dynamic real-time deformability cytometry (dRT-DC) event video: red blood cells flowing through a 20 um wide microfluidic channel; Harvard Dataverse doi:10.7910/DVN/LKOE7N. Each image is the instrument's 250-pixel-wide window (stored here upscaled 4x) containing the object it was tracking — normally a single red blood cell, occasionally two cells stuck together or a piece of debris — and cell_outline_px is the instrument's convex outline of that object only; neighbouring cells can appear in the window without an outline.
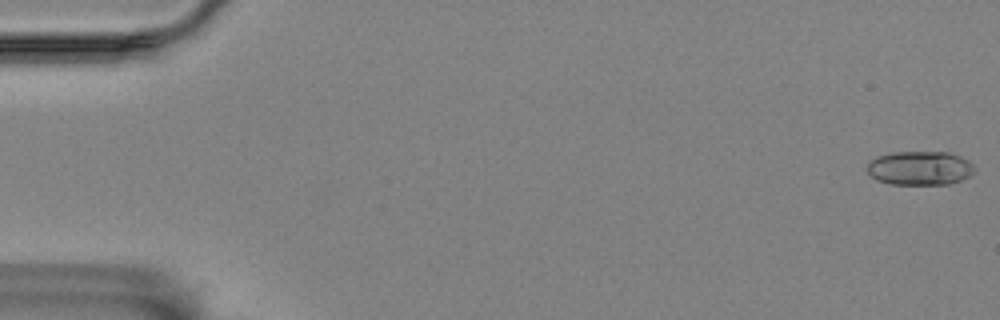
{"species": "Egyptian fruit bat (a non-hibernating species)", "species_latin": "Rousettus aegyptiacus", "temperature_condition": "room temperature", "stored_images_in_passage": 58, "camera_frame_rate_fps": 3000, "um_per_image_px": 0.085, "animal": {"sex": "female"}, "frame": {"image": 1, "passage_image": 1, "time_ms": 0.0, "image_size_px": [1000, 320], "cell_outline_px": [[972, 172], [968, 176], [960, 180], [948, 184], [892, 184], [876, 180], [868, 172], [868, 164], [872, 160], [880, 156], [896, 152], [948, 152], [960, 156], [968, 160], [972, 164]], "centroid_in_image_um": [78.19, 14.29], "position_along_channel_um": 6.8, "area_um2": 20.87}}
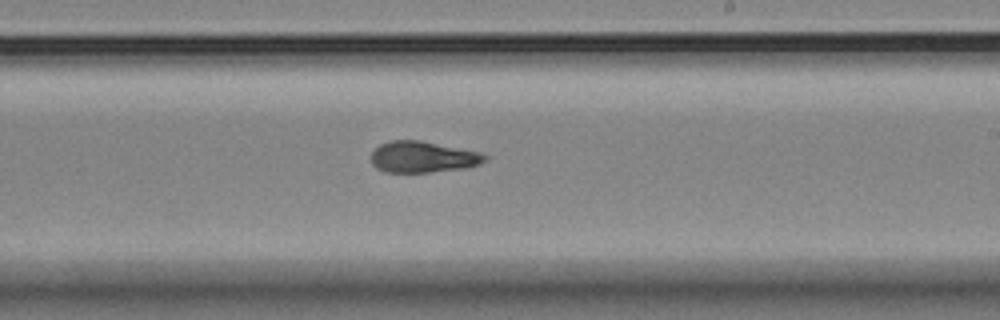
{"frame": {"image": 2, "passage_image": 35, "time_ms": 11.333, "image_size_px": [1000, 320], "cell_outline_px": [[488, 156], [484, 160], [476, 164], [464, 168], [428, 172], [384, 172], [376, 168], [372, 164], [372, 152], [380, 144], [388, 140], [420, 140], [480, 152]], "centroid_in_image_um": [35.89, 13.33], "position_along_channel_um": 253.1, "area_um2": 20.52}}
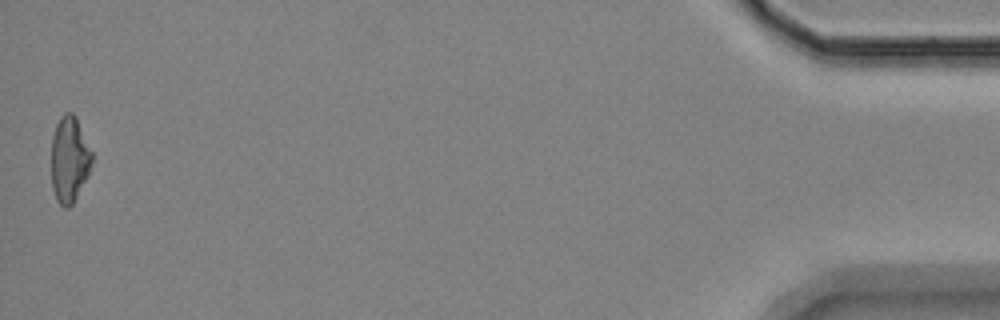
{"frame": {"image": 3, "passage_image": 58, "time_ms": 19.0, "image_size_px": [1000, 320], "cell_outline_px": [[92, 160], [88, 176], [72, 204], [68, 208], [64, 208], [56, 200], [52, 188], [52, 136], [56, 124], [60, 116], [64, 112], [72, 112], [76, 116], [92, 152]], "centroid_in_image_um": [5.89, 13.54], "position_along_channel_um": 429.3, "area_um2": 20.4}, "authors_computed_cell_mechanics": {"area_um2": 21.0103, "velocity_mm_per_s": 3.4623, "shape_relaxation_time_tau1_ms": 5.493, "shape_relaxation_time_tau2_ms": 2.2291, "deformation_change_tau1": 0.194, "deformation_change_tau2": 0.0945}}